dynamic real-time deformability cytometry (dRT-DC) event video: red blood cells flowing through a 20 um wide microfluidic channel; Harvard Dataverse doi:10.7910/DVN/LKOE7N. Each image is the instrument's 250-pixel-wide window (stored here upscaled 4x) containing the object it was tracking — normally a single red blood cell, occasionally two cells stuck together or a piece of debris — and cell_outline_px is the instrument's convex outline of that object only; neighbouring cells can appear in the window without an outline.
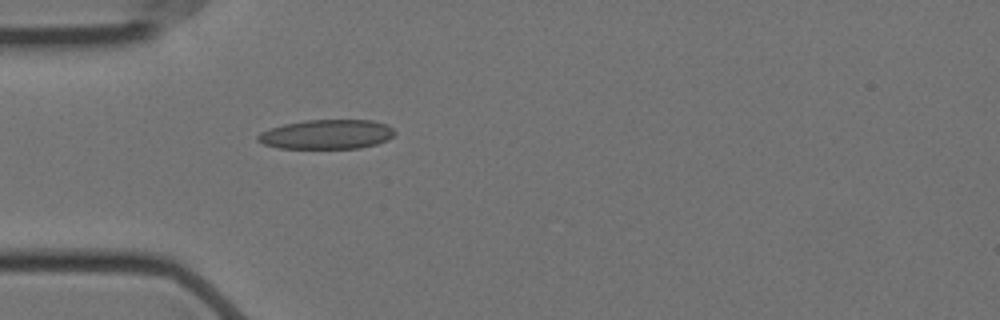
{"species": "Egyptian fruit bat (a non-hibernating species)", "species_latin": "Rousettus aegyptiacus", "temperature_condition": "cold", "stored_images_in_passage": 35, "camera_frame_rate_fps": 3000, "um_per_image_px": 0.085, "animal": {"sex": "female"}, "frame": {"image": 1, "passage_image": 1, "time_ms": 0.0, "image_size_px": [1000, 320], "cell_outline_px": [[396, 132], [388, 140], [376, 144], [360, 148], [280, 148], [264, 144], [256, 140], [256, 136], [260, 132], [284, 124], [304, 120], [372, 120], [388, 124]], "centroid_in_image_um": [27.79, 11.41], "position_along_channel_um": 57.2, "area_um2": 23.52}}
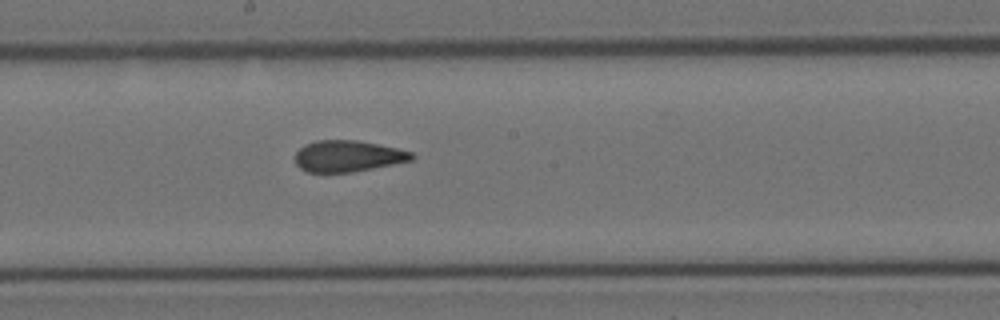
{"frame": {"image": 2, "passage_image": 15, "time_ms": 4.667, "image_size_px": [1000, 320], "cell_outline_px": [[416, 156], [412, 160], [352, 172], [308, 172], [300, 168], [296, 164], [292, 156], [304, 144], [316, 140], [356, 140], [396, 148], [412, 152]], "centroid_in_image_um": [29.51, 13.26], "position_along_channel_um": 218.7, "area_um2": 21.27}}
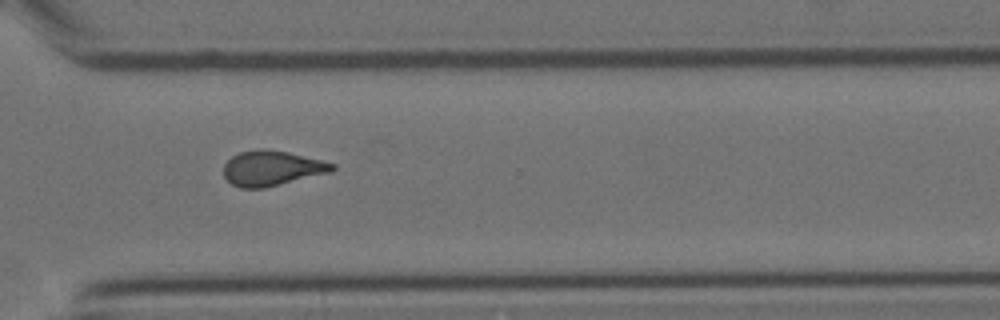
{"frame": {"image": 3, "passage_image": 26, "time_ms": 8.333, "image_size_px": [1000, 320], "cell_outline_px": [[336, 168], [332, 172], [264, 188], [240, 188], [232, 184], [224, 176], [224, 164], [232, 156], [240, 152], [256, 148], [260, 148], [288, 152], [336, 164]], "centroid_in_image_um": [23.11, 14.3], "position_along_channel_um": 347.5, "area_um2": 22.2}, "authors_computed_cell_mechanics": {"area_um2": 22.0796, "velocity_mm_per_s": 3.5331, "shape_relaxation_time_tau1_ms": null, "shape_relaxation_time_tau2_ms": 2.1893, "deformation_change_tau1": null, "deformation_change_tau2": 0.101}}